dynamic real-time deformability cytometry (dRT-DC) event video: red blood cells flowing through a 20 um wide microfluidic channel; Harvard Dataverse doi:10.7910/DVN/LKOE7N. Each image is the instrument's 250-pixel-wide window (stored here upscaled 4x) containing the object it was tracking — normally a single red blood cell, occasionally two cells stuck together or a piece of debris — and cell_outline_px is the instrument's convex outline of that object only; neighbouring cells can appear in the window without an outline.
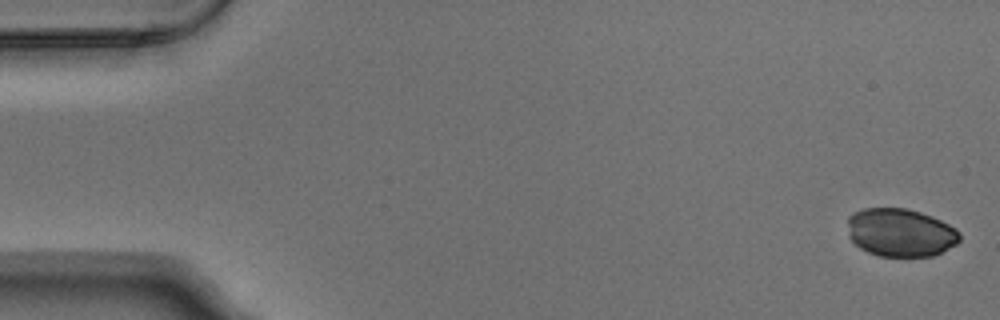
{"species": "Egyptian fruit bat (a non-hibernating species)", "species_latin": "Rousettus aegyptiacus", "temperature_condition": "warm", "stored_images_in_passage": 4, "camera_frame_rate_fps": 3000, "um_per_image_px": 0.085, "animal": {"sex": "male"}, "frame": {"image": 1, "passage_image": 1, "time_ms": 0.0, "image_size_px": [1000, 320], "cell_outline_px": [[960, 240], [956, 244], [932, 256], [880, 256], [868, 252], [860, 248], [848, 236], [848, 216], [852, 212], [864, 208], [908, 208], [932, 216], [956, 228], [960, 232]], "centroid_in_image_um": [76.52, 19.75], "position_along_channel_um": 8.5, "area_um2": 31.56}}
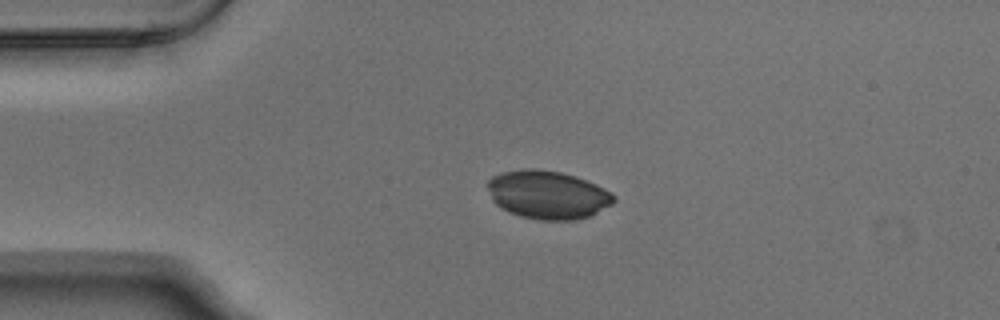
{"frame": {"image": 2, "passage_image": 4, "time_ms": 1.0, "image_size_px": [1000, 320], "cell_outline_px": [[616, 200], [612, 204], [588, 216], [572, 220], [540, 220], [520, 216], [508, 212], [500, 208], [492, 200], [488, 188], [488, 180], [492, 176], [500, 172], [524, 168], [536, 168], [560, 172], [576, 176], [596, 184], [612, 192], [616, 196]], "centroid_in_image_um": [46.54, 16.54], "position_along_channel_um": 38.5, "area_um2": 35.72}}